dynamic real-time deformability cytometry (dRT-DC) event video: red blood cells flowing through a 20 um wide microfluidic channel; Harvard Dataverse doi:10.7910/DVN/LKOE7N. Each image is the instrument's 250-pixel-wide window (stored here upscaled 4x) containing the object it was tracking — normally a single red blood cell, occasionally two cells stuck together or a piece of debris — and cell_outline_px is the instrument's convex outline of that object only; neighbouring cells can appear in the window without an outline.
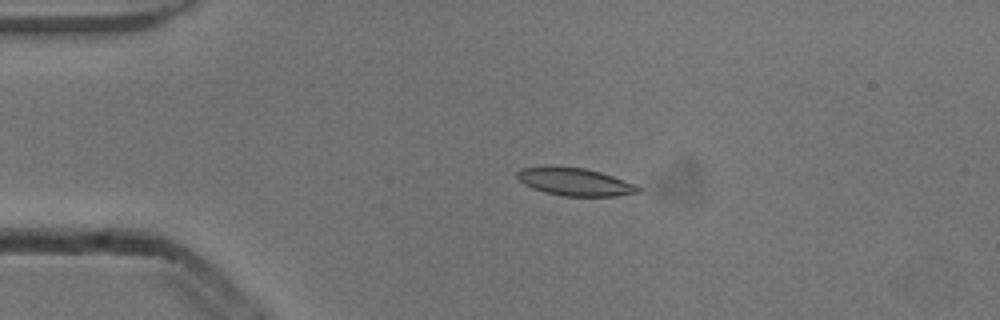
{"species": "common noctule bat (a hibernating species)", "species_latin": "Nyctalus noctula", "temperature_condition": "cold", "stored_images_in_passage": 3, "camera_frame_rate_fps": 3000, "um_per_image_px": 0.085, "animal": {"sex": "male", "body_mass_g": 13.3}, "frame": {"image": 1, "passage_image": 3, "time_ms": 0.667, "image_size_px": [1000, 320], "cell_outline_px": [[644, 188], [640, 192], [616, 196], [564, 196], [544, 192], [532, 188], [524, 184], [516, 176], [516, 172], [520, 168], [544, 164], [552, 164], [584, 168], [600, 172], [636, 184]], "centroid_in_image_um": [48.82, 15.42], "position_along_channel_um": 36.2, "area_um2": 20.17}}